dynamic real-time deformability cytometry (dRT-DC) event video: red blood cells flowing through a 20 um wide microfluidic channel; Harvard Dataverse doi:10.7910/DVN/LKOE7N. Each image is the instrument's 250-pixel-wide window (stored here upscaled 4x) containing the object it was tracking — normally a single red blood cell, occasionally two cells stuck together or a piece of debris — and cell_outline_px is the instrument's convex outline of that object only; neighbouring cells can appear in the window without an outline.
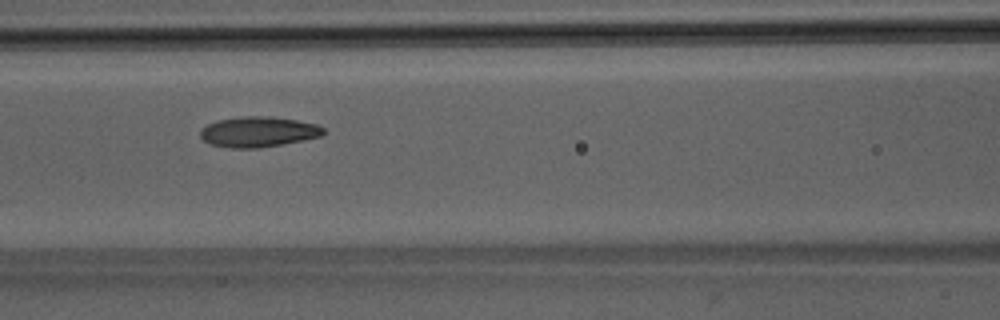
{"species": "Egyptian fruit bat (a non-hibernating species)", "species_latin": "Rousettus aegyptiacus", "temperature_condition": "room temperature", "stored_images_in_passage": 44, "camera_frame_rate_fps": 3000, "um_per_image_px": 0.085, "animal": {"sex": "male"}, "frame": {"image": 1, "passage_image": 16, "time_ms": 5.0, "image_size_px": [1000, 320], "cell_outline_px": [[324, 132], [320, 136], [304, 140], [260, 148], [232, 148], [212, 144], [204, 140], [200, 136], [200, 128], [216, 120], [244, 116], [268, 116], [296, 120], [316, 124], [324, 128]], "centroid_in_image_um": [21.94, 11.2], "position_along_channel_um": 144.7, "area_um2": 21.73}}
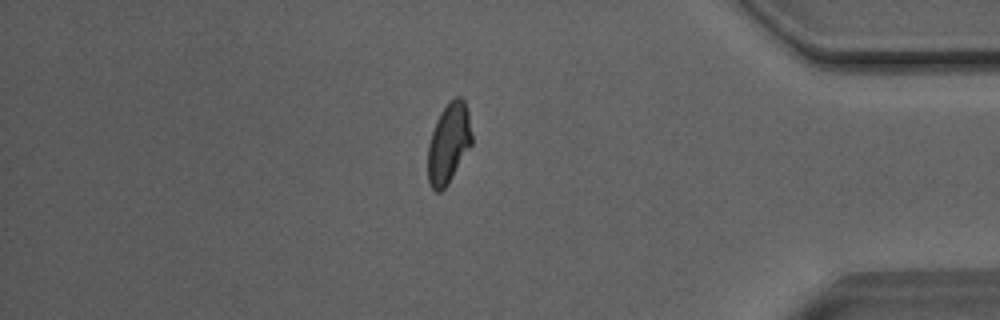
{"frame": {"image": 2, "passage_image": 37, "time_ms": 12.0, "image_size_px": [1000, 320], "cell_outline_px": [[472, 144], [448, 184], [440, 192], [436, 192], [432, 188], [428, 180], [428, 144], [436, 120], [440, 112], [448, 100], [456, 96], [460, 96], [464, 100], [468, 112], [472, 132]], "centroid_in_image_um": [38.14, 12.14], "position_along_channel_um": 397.1, "area_um2": 20.69}}
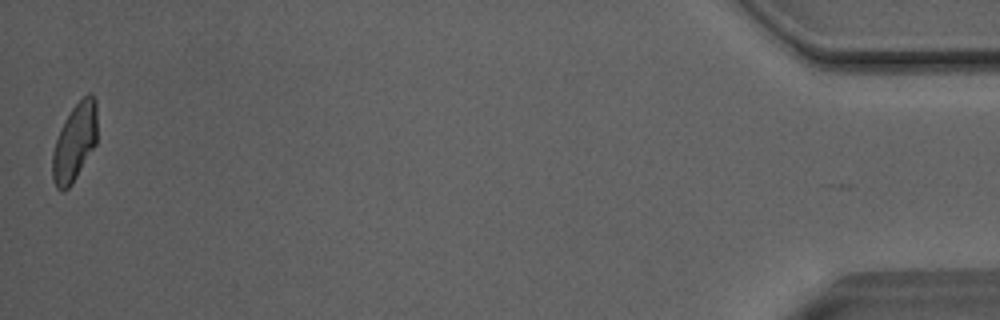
{"frame": {"image": 3, "passage_image": 44, "time_ms": 14.333, "image_size_px": [1000, 320], "cell_outline_px": [[96, 144], [72, 184], [64, 192], [60, 192], [56, 188], [52, 180], [52, 152], [56, 140], [72, 108], [88, 92], [92, 92], [96, 100]], "centroid_in_image_um": [6.34, 12.14], "position_along_channel_um": 428.9, "area_um2": 20.11}, "authors_computed_cell_mechanics": {"area_um2": 21.2126, "velocity_mm_per_s": 4.0569, "shape_relaxation_time_tau1_ms": 6.438, "shape_relaxation_time_tau2_ms": 1.9262, "deformation_change_tau1": 0.1823, "deformation_change_tau2": 0.0663}}